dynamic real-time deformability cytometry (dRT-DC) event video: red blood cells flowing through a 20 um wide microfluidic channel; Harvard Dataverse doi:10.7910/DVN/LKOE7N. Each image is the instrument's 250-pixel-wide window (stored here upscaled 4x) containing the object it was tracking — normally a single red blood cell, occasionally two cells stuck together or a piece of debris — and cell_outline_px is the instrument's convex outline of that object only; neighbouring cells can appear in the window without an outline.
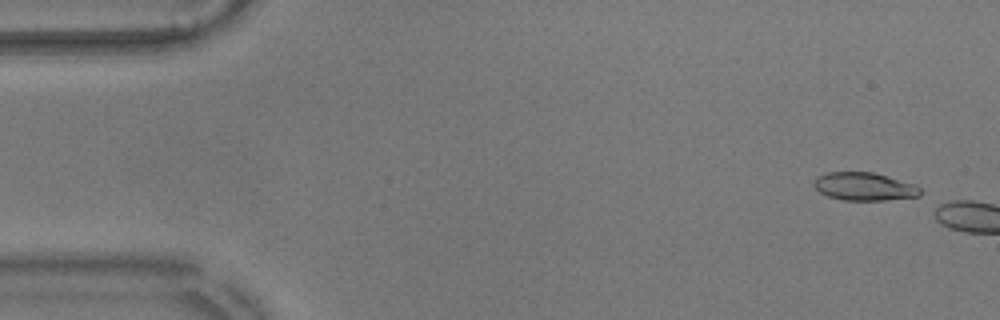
{"species": "common noctule bat (a hibernating species)", "species_latin": "Nyctalus noctula", "temperature_condition": "warm", "stored_images_in_passage": 5, "camera_frame_rate_fps": 3000, "um_per_image_px": 0.085, "animal": {"sex": "male", "body_mass_g": 17.9}, "frame": {"image": 1, "passage_image": 2, "time_ms": 0.333, "image_size_px": [1000, 320], "cell_outline_px": [[920, 196], [884, 200], [844, 200], [828, 196], [820, 192], [812, 184], [816, 176], [828, 172], [872, 172], [912, 184], [920, 188]], "centroid_in_image_um": [73.4, 15.85], "position_along_channel_um": 11.6, "area_um2": 17.11}}